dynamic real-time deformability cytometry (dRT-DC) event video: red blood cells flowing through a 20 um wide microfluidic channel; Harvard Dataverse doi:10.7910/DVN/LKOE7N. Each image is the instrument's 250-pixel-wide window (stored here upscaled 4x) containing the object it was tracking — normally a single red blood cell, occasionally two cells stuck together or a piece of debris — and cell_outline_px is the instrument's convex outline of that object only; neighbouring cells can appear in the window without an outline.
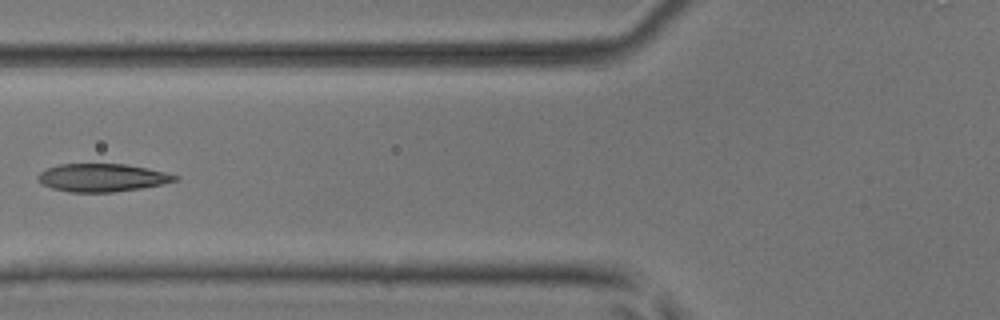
{"species": "common noctule bat (a hibernating species)", "species_latin": "Nyctalus noctula", "temperature_condition": "room temperature", "stored_images_in_passage": 5, "camera_frame_rate_fps": 3000, "um_per_image_px": 0.085, "animal": {"sex": "male", "body_mass_g": 17.9, "forearm_length_mm": 54.2}, "frame": {"image": 1, "passage_image": 4, "time_ms": 1.0, "image_size_px": [1000, 320], "cell_outline_px": [[180, 180], [164, 184], [140, 188], [112, 192], [68, 192], [52, 188], [40, 184], [36, 176], [40, 172], [48, 168], [60, 164], [124, 164], [164, 172], [180, 176]], "centroid_in_image_um": [8.67, 15.11], "position_along_channel_um": 117.1, "area_um2": 22.31}}
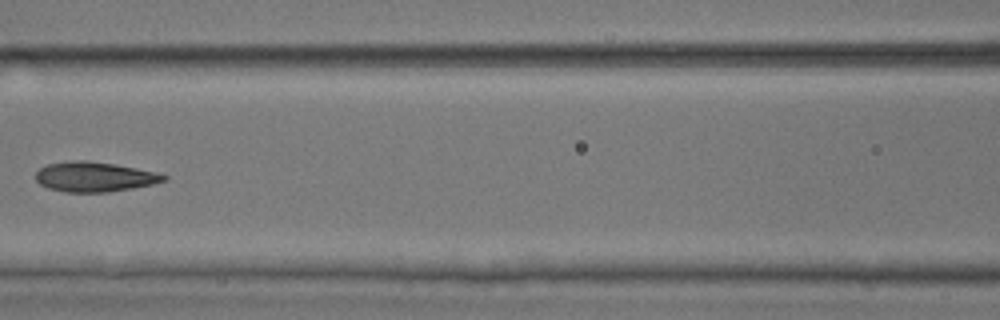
{"frame": {"image": 2, "passage_image": 5, "time_ms": 1.333, "image_size_px": [1000, 320], "cell_outline_px": [[168, 180], [152, 184], [132, 188], [108, 192], [64, 192], [48, 188], [40, 184], [36, 180], [36, 172], [40, 168], [48, 164], [72, 160], [88, 160], [116, 164], [156, 172], [168, 176]], "centroid_in_image_um": [8.03, 15.02], "position_along_channel_um": 158.6, "area_um2": 22.37}}